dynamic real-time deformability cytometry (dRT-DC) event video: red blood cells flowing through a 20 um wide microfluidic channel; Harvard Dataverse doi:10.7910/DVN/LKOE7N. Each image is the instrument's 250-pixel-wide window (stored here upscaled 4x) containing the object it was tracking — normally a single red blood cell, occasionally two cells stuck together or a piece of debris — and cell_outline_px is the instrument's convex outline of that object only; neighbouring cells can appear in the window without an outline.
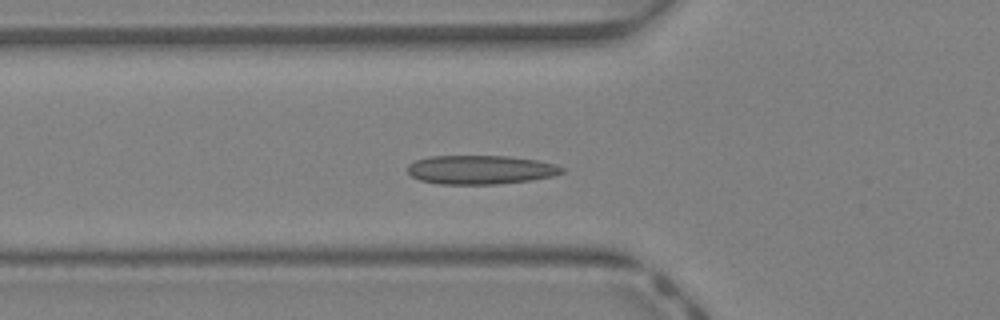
{"species": "Egyptian fruit bat (a non-hibernating species)", "species_latin": "Rousettus aegyptiacus", "temperature_condition": "warm", "stored_images_in_passage": 33, "camera_frame_rate_fps": 3000, "um_per_image_px": 0.085, "animal": {"sex": "female"}, "frame": {"image": 1, "passage_image": 4, "time_ms": 1.0, "image_size_px": [1000, 320], "cell_outline_px": [[564, 172], [552, 176], [532, 180], [496, 184], [436, 184], [420, 180], [412, 176], [408, 172], [408, 164], [416, 160], [428, 156], [508, 156], [536, 160], [556, 164], [564, 168]], "centroid_in_image_um": [40.84, 14.43], "position_along_channel_um": 85.0, "area_um2": 26.07}}
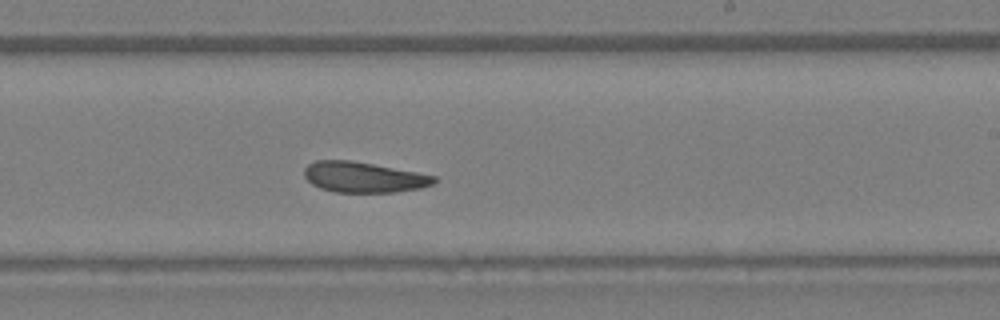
{"frame": {"image": 2, "passage_image": 15, "time_ms": 4.667, "image_size_px": [1000, 320], "cell_outline_px": [[436, 180], [432, 184], [420, 188], [396, 192], [336, 192], [320, 188], [312, 184], [304, 176], [304, 168], [308, 164], [316, 160], [352, 160], [416, 172], [436, 176]], "centroid_in_image_um": [30.88, 15.06], "position_along_channel_um": 258.1, "area_um2": 23.0}}
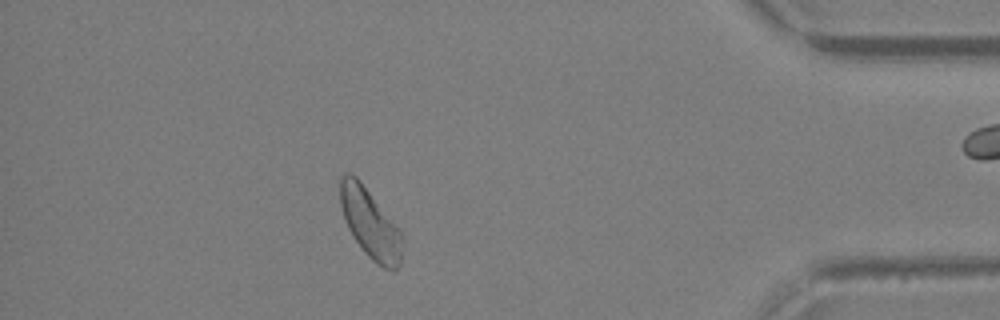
{"frame": {"image": 3, "passage_image": 27, "time_ms": 8.667, "image_size_px": [1000, 320], "cell_outline_px": [[404, 236], [400, 264], [392, 272], [376, 264], [364, 252], [352, 236], [348, 228], [340, 204], [340, 176], [344, 172], [348, 172], [356, 176], [360, 180]], "centroid_in_image_um": [31.46, 19.01], "position_along_channel_um": 403.7, "area_um2": 25.09}, "authors_computed_cell_mechanics": {"area_um2": 24.565, "velocity_mm_per_s": 4.7135, "shape_relaxation_time_tau1_ms": null, "shape_relaxation_time_tau2_ms": 6.293, "deformation_change_tau1": null, "deformation_change_tau2": 0.1145}}